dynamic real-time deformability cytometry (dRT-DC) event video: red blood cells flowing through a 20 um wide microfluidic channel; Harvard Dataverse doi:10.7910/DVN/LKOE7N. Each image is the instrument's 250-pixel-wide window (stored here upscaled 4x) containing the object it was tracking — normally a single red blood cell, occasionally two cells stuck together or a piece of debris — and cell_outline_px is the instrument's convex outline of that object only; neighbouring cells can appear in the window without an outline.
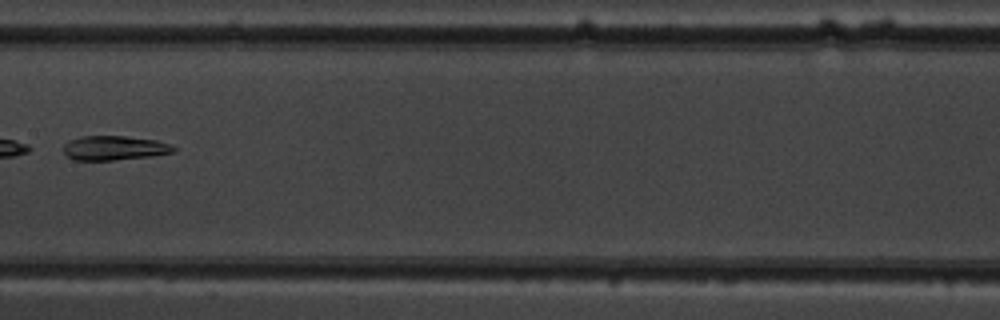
{"species": "common noctule bat (a hibernating species)", "species_latin": "Nyctalus noctula", "temperature_condition": "warm", "stored_images_in_passage": 7, "camera_frame_rate_fps": 3000, "um_per_image_px": 0.085, "animal": {"sex": "male", "body_mass_g": 19.5, "forearm_length_mm": 54.6}, "frame": {"image": 1, "passage_image": 7, "time_ms": 7.0, "image_size_px": [1000, 320], "cell_outline_px": [[176, 152], [152, 156], [112, 160], [72, 160], [64, 152], [64, 144], [68, 140], [80, 136], [124, 136], [156, 140], [172, 144], [176, 148]], "centroid_in_image_um": [9.73, 12.57], "position_along_channel_um": 197.7, "area_um2": 15.78}}